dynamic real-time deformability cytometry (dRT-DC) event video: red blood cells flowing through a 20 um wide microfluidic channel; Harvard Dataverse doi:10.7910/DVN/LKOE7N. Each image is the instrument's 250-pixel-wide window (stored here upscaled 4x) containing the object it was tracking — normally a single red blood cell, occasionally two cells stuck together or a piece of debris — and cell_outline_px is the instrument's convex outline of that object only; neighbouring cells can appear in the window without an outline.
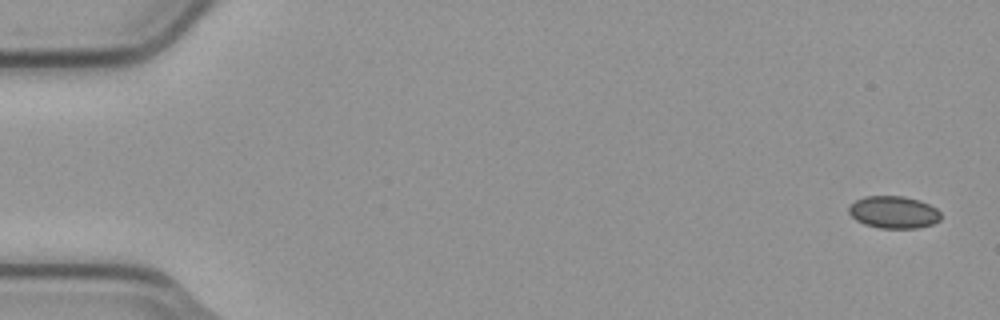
{"species": "common noctule bat (a hibernating species)", "species_latin": "Nyctalus noctula", "temperature_condition": "cold", "stored_images_in_passage": 5, "camera_frame_rate_fps": 3000, "um_per_image_px": 0.085, "animal": {"sex": "male", "body_mass_g": 23.1, "forearm_length_mm": 52.7}, "frame": {"image": 1, "passage_image": 1, "time_ms": 0.0, "image_size_px": [1000, 320], "cell_outline_px": [[940, 220], [932, 224], [916, 228], [880, 228], [864, 224], [856, 220], [848, 212], [848, 208], [856, 200], [864, 196], [904, 196], [920, 200], [936, 208], [940, 212]], "centroid_in_image_um": [75.96, 18.03], "position_along_channel_um": 9.0, "area_um2": 17.28}}
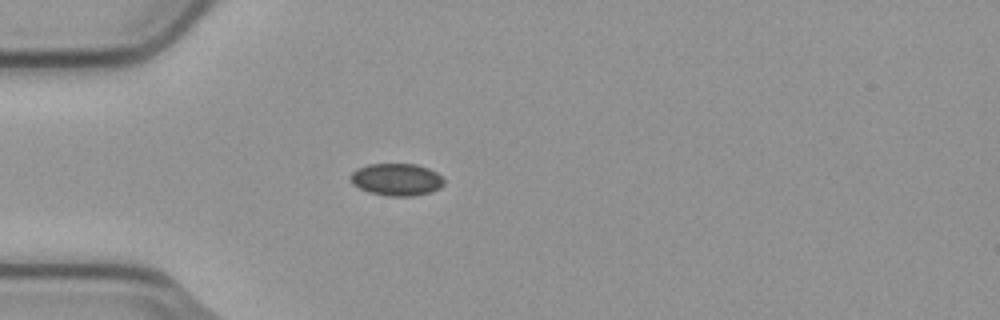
{"frame": {"image": 2, "passage_image": 4, "time_ms": 1.0, "image_size_px": [1000, 320], "cell_outline_px": [[444, 184], [440, 188], [432, 192], [412, 196], [388, 196], [368, 192], [352, 184], [348, 180], [348, 176], [356, 168], [368, 164], [416, 164], [428, 168], [436, 172], [444, 180]], "centroid_in_image_um": [33.67, 15.26], "position_along_channel_um": 51.3, "area_um2": 17.8}}